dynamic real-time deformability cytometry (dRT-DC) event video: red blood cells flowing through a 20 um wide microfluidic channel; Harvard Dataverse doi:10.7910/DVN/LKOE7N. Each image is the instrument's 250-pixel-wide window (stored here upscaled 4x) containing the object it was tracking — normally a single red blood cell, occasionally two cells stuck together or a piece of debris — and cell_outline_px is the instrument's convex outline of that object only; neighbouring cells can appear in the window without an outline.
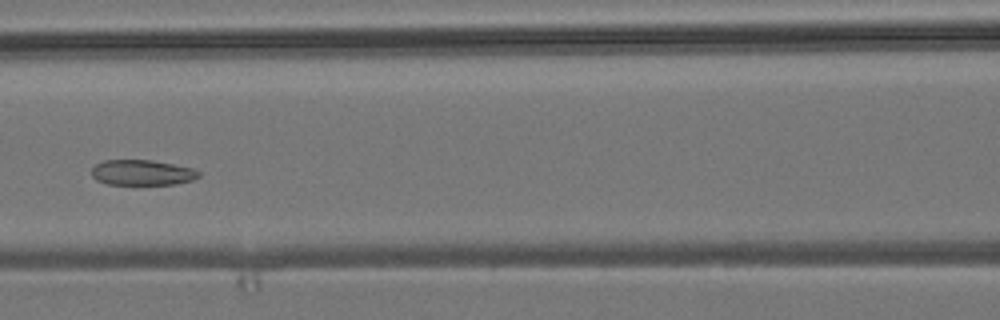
{"species": "common noctule bat (a hibernating species)", "species_latin": "Nyctalus noctula", "temperature_condition": "room temperature", "stored_images_in_passage": 6, "camera_frame_rate_fps": 3000, "um_per_image_px": 0.085, "animal": {"sex": "male", "body_mass_g": 19.2, "forearm_length_mm": 51.8}, "frame": {"image": 1, "passage_image": 6, "time_ms": 6.667, "image_size_px": [1000, 320], "cell_outline_px": [[200, 176], [192, 180], [176, 184], [108, 184], [96, 180], [92, 176], [92, 168], [96, 164], [104, 160], [152, 160], [192, 168], [200, 172]], "centroid_in_image_um": [12.08, 14.67], "position_along_channel_um": 154.5, "area_um2": 15.78}}